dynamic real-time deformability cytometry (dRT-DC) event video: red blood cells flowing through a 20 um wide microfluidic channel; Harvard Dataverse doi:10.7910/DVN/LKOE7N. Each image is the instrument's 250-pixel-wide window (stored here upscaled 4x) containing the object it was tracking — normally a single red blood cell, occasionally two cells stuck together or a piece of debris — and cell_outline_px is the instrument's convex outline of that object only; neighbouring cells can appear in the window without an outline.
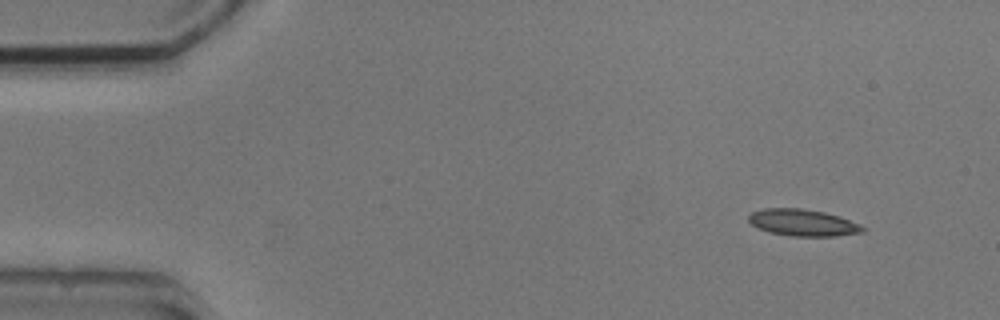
{"species": "common noctule bat (a hibernating species)", "species_latin": "Nyctalus noctula", "temperature_condition": "cold", "stored_images_in_passage": 4, "segment_of_instrument_passage": [1, 2], "camera_frame_rate_fps": 3000, "um_per_image_px": 0.085, "animal": {"sex": "male", "body_mass_g": 20.5, "forearm_length_mm": 52.5}, "frame": {"image": 1, "passage_image": 1, "time_ms": 0.0, "image_size_px": [1000, 320], "cell_outline_px": [[868, 228], [864, 232], [836, 236], [788, 236], [768, 232], [756, 228], [748, 220], [748, 216], [752, 212], [764, 208], [800, 208], [824, 212], [840, 216], [860, 224]], "centroid_in_image_um": [68.26, 18.93], "position_along_channel_um": 16.7, "area_um2": 18.03}}
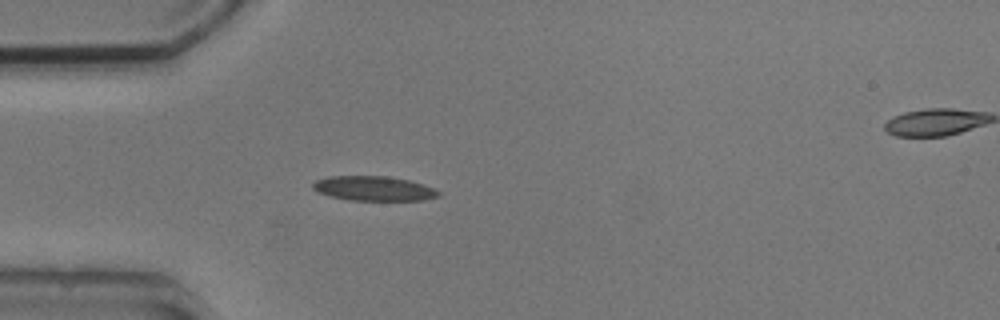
{"frame": {"image": 2, "passage_image": 3, "time_ms": 3.333, "image_size_px": [1000, 320], "cell_outline_px": [[440, 196], [424, 200], [348, 200], [316, 192], [312, 188], [312, 184], [316, 180], [328, 176], [384, 176], [408, 180], [424, 184], [440, 192]], "centroid_in_image_um": [31.75, 16.02], "position_along_channel_um": 53.3, "area_um2": 17.98}}